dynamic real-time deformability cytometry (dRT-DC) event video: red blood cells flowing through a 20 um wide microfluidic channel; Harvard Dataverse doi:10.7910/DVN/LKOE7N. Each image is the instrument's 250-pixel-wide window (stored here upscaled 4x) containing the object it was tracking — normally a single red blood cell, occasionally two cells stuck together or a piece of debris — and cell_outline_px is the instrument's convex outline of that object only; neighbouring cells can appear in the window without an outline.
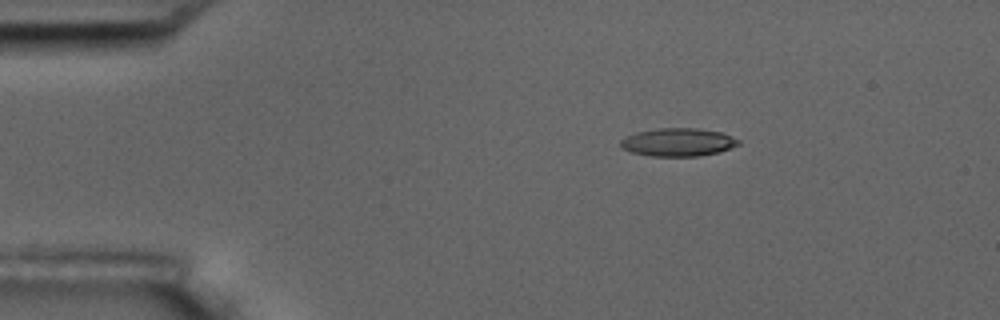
{"species": "common noctule bat (a hibernating species)", "species_latin": "Nyctalus noctula", "temperature_condition": "room temperature", "stored_images_in_passage": 4, "camera_frame_rate_fps": 3000, "um_per_image_px": 0.085, "animal": {"sex": "male", "body_mass_g": 17.5, "forearm_length_mm": 52.3}, "frame": {"image": 1, "passage_image": 2, "time_ms": 1.0, "image_size_px": [1000, 320], "cell_outline_px": [[740, 144], [720, 152], [700, 156], [652, 156], [632, 152], [620, 148], [620, 140], [624, 136], [636, 132], [660, 128], [696, 128], [720, 132], [740, 140]], "centroid_in_image_um": [57.61, 12.09], "position_along_channel_um": 27.4, "area_um2": 19.36}}